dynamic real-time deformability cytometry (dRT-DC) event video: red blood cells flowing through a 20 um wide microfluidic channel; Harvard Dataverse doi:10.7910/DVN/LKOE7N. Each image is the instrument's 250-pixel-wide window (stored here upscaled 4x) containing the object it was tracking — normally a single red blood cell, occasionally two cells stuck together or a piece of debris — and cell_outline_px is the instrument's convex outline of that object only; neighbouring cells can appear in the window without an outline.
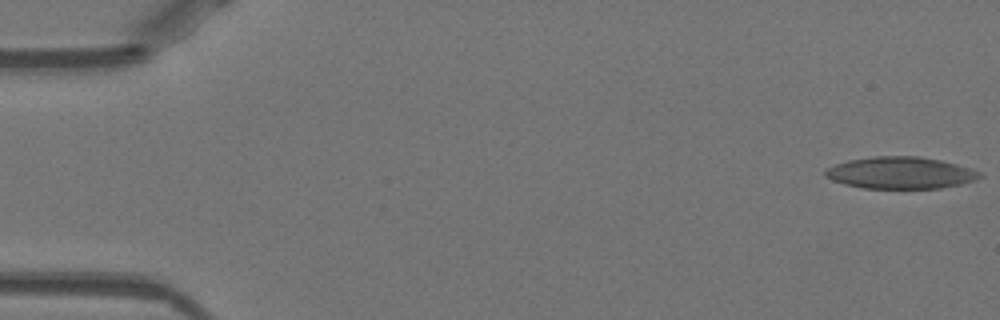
{"species": "Egyptian fruit bat (a non-hibernating species)", "species_latin": "Rousettus aegyptiacus", "temperature_condition": "warm", "stored_images_in_passage": 48, "camera_frame_rate_fps": 3000, "um_per_image_px": 0.085, "animal": {"sex": "female"}, "frame": {"image": 1, "passage_image": 1, "time_ms": 0.0, "image_size_px": [1000, 320], "cell_outline_px": [[984, 176], [960, 184], [940, 188], [864, 188], [844, 184], [832, 180], [824, 176], [824, 172], [828, 168], [836, 164], [848, 160], [872, 156], [916, 156], [940, 160], [956, 164], [980, 172]], "centroid_in_image_um": [76.51, 14.69], "position_along_channel_um": 8.5, "area_um2": 28.44}}
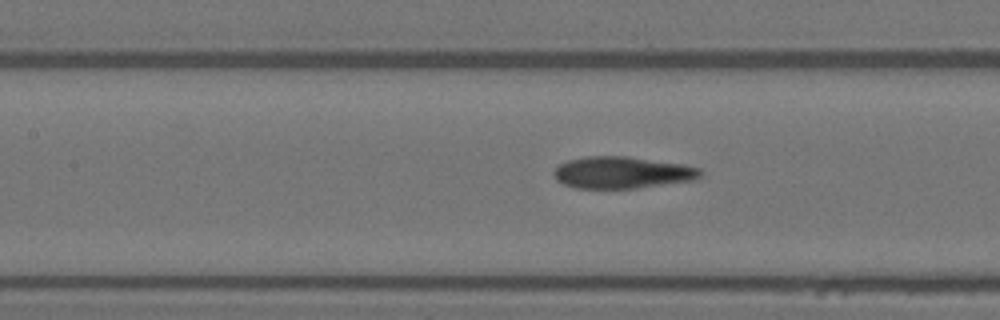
{"frame": {"image": 2, "passage_image": 23, "time_ms": 7.333, "image_size_px": [1000, 320], "cell_outline_px": [[704, 172], [700, 176], [692, 180], [636, 188], [576, 188], [564, 184], [556, 180], [552, 172], [560, 164], [568, 160], [588, 156], [628, 156], [684, 164], [700, 168]], "centroid_in_image_um": [52.88, 14.66], "position_along_channel_um": 154.5, "area_um2": 27.17}}
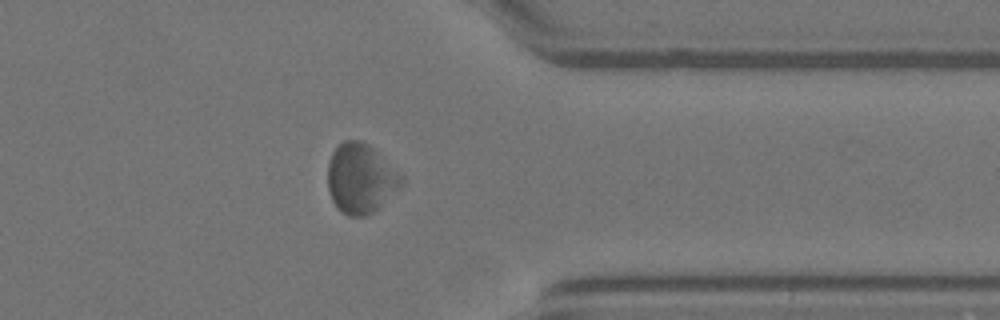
{"frame": {"image": 3, "passage_image": 41, "time_ms": 13.333, "image_size_px": [1000, 320], "cell_outline_px": [[404, 184], [400, 188], [372, 212], [364, 216], [348, 216], [340, 212], [332, 200], [328, 188], [328, 164], [332, 152], [344, 140], [360, 140], [368, 144], [404, 176]], "centroid_in_image_um": [30.66, 15.17], "position_along_channel_um": 380.7, "area_um2": 29.82}, "authors_computed_cell_mechanics": {"area_um2": 27.6862, "velocity_mm_per_s": 3.9244, "shape_relaxation_time_tau1_ms": null, "shape_relaxation_time_tau2_ms": 1.7643, "deformation_change_tau1": null, "deformation_change_tau2": 0.0904}}